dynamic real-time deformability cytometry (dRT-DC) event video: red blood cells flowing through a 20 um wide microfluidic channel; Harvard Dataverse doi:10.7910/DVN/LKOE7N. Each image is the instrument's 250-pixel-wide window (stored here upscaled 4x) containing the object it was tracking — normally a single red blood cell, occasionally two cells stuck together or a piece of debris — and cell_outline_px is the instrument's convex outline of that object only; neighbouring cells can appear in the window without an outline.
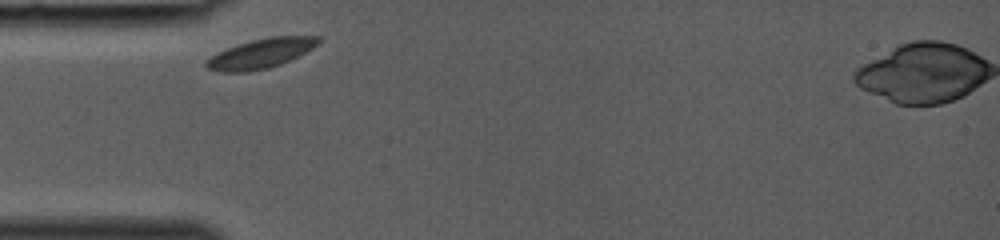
{"species": "common noctule bat (a hibernating species)", "species_latin": "Nyctalus noctula", "temperature_condition": "room temperature", "stored_images_in_passage": 24, "camera_frame_rate_fps": 3000, "um_per_image_px": 0.085, "animal": {"sex": "female", "body_mass_g": 19.0, "forearm_length_mm": 53.3}, "frame": {"image": 1, "passage_image": 1, "time_ms": 0.0, "image_size_px": [1000, 240], "cell_outline_px": [[320, 44], [280, 64], [268, 68], [248, 72], [220, 72], [208, 68], [204, 64], [204, 60], [216, 52], [252, 40], [268, 36], [320, 36]], "centroid_in_image_um": [22.13, 4.54], "position_along_channel_um": 62.9, "area_um2": 19.25}}
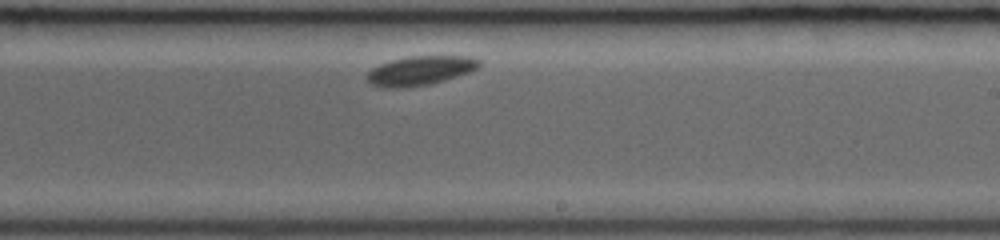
{"frame": {"image": 2, "passage_image": 14, "time_ms": 4.333, "image_size_px": [1000, 240], "cell_outline_px": [[480, 68], [444, 80], [428, 84], [408, 88], [384, 88], [372, 84], [368, 80], [368, 72], [372, 68], [380, 64], [392, 60], [408, 56], [472, 56], [480, 60]], "centroid_in_image_um": [35.74, 6.0], "position_along_channel_um": 253.3, "area_um2": 19.07}}
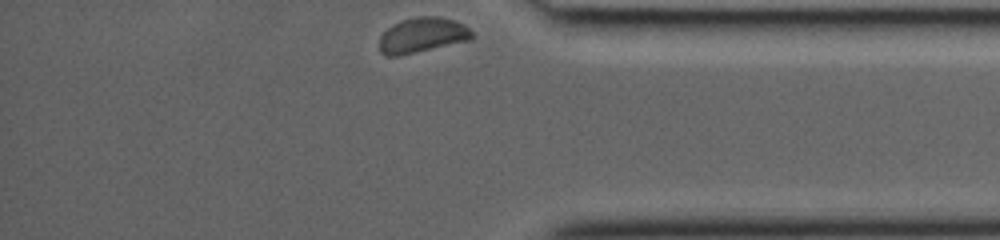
{"frame": {"image": 3, "passage_image": 24, "time_ms": 7.667, "image_size_px": [1000, 240], "cell_outline_px": [[476, 36], [472, 40], [400, 56], [388, 56], [380, 52], [380, 36], [388, 28], [400, 20], [420, 16], [440, 16], [464, 24]], "centroid_in_image_um": [35.93, 3.0], "position_along_channel_um": 399.3, "area_um2": 19.13}}